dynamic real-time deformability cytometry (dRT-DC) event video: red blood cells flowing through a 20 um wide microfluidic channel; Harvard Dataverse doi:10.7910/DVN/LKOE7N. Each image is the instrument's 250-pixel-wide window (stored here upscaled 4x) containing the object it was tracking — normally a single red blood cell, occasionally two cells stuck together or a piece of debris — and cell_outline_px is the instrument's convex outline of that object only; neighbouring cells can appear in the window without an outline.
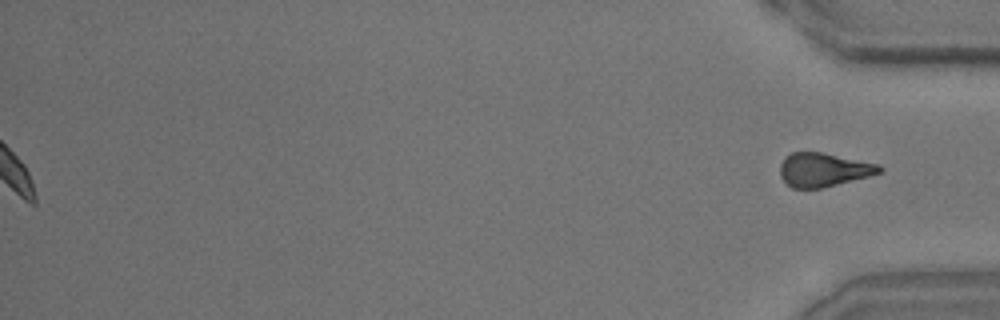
{"species": "common noctule bat (a hibernating species)", "species_latin": "Nyctalus noctula", "temperature_condition": "room temperature", "stored_images_in_passage": 49, "segment_of_instrument_passage": [2, 2], "camera_frame_rate_fps": 3000, "um_per_image_px": 0.085, "animal": {"sex": "male", "body_mass_g": 15.6}, "frame": {"image": 1, "passage_image": 49, "time_ms": 16.0, "image_size_px": [1000, 320], "cell_outline_px": [[884, 168], [880, 172], [868, 176], [824, 188], [792, 188], [780, 176], [780, 164], [784, 156], [792, 152], [820, 152], [880, 164]], "centroid_in_image_um": [69.98, 14.42], "position_along_channel_um": 365.2, "area_um2": 19.54}}